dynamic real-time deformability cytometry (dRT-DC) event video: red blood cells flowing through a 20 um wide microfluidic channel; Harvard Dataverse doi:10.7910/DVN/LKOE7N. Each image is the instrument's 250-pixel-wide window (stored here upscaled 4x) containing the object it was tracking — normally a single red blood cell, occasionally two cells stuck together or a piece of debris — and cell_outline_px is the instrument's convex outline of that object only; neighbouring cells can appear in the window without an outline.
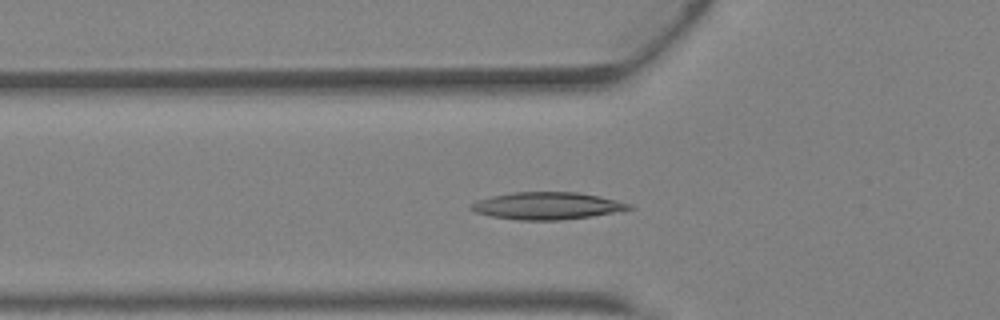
{"species": "Egyptian fruit bat (a non-hibernating species)", "species_latin": "Rousettus aegyptiacus", "temperature_condition": "warm", "stored_images_in_passage": 42, "camera_frame_rate_fps": 3000, "um_per_image_px": 0.085, "animal": {"sex": "female"}, "frame": {"image": 1, "passage_image": 14, "time_ms": 4.333, "image_size_px": [1000, 320], "cell_outline_px": [[636, 208], [592, 216], [560, 220], [520, 220], [492, 216], [476, 212], [468, 208], [468, 204], [476, 200], [492, 196], [512, 192], [576, 192], [600, 196], [632, 204]], "centroid_in_image_um": [46.49, 17.49], "position_along_channel_um": 79.3, "area_um2": 25.14}}
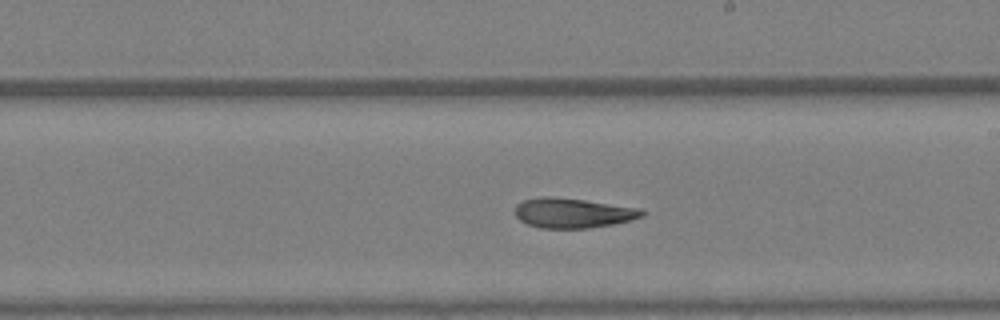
{"frame": {"image": 2, "passage_image": 24, "time_ms": 7.667, "image_size_px": [1000, 320], "cell_outline_px": [[644, 216], [632, 220], [612, 224], [588, 228], [540, 228], [528, 224], [520, 220], [512, 212], [516, 204], [524, 200], [540, 196], [552, 196], [584, 200], [640, 208], [644, 212]], "centroid_in_image_um": [48.65, 18.1], "position_along_channel_um": 240.4, "area_um2": 22.2}}
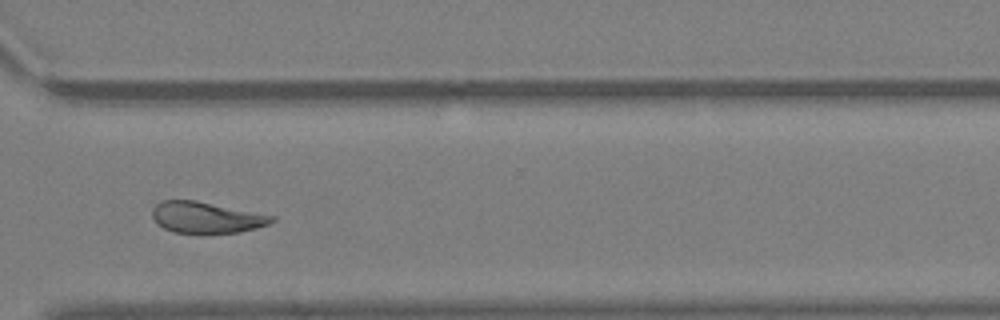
{"frame": {"image": 3, "passage_image": 31, "time_ms": 10.0, "image_size_px": [1000, 320], "cell_outline_px": [[276, 220], [268, 224], [256, 228], [240, 232], [204, 236], [172, 232], [156, 224], [152, 216], [152, 208], [160, 200], [196, 200], [276, 216]], "centroid_in_image_um": [17.51, 18.52], "position_along_channel_um": 353.1, "area_um2": 22.66}, "authors_computed_cell_mechanics": {"area_um2": 23.2934, "velocity_mm_per_s": 4.8308, "shape_relaxation_time_tau1_ms": null, "shape_relaxation_time_tau2_ms": 4.0205, "deformation_change_tau1": null, "deformation_change_tau2": 0.1346}}